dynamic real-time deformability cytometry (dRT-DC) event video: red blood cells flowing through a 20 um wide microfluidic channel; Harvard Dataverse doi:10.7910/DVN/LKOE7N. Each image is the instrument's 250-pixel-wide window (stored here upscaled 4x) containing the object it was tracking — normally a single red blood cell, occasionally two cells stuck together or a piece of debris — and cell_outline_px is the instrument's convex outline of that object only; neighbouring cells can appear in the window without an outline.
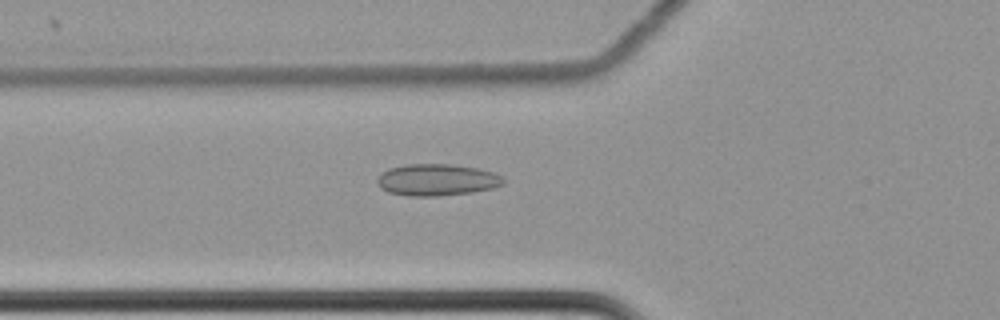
{"species": "common noctule bat (a hibernating species)", "species_latin": "Nyctalus noctula", "temperature_condition": "cold", "stored_images_in_passage": 34, "camera_frame_rate_fps": 3000, "um_per_image_px": 0.085, "animal": {"sex": "female", "body_mass_g": 22.7, "forearm_length_mm": 54.2}, "frame": {"image": 1, "passage_image": 3, "time_ms": 0.667, "image_size_px": [1000, 320], "cell_outline_px": [[504, 184], [492, 188], [472, 192], [436, 196], [408, 196], [388, 192], [380, 188], [376, 184], [376, 180], [380, 172], [388, 168], [408, 164], [452, 164], [476, 168], [492, 172], [500, 176], [504, 180]], "centroid_in_image_um": [37.07, 15.29], "position_along_channel_um": 88.7, "area_um2": 23.41}}
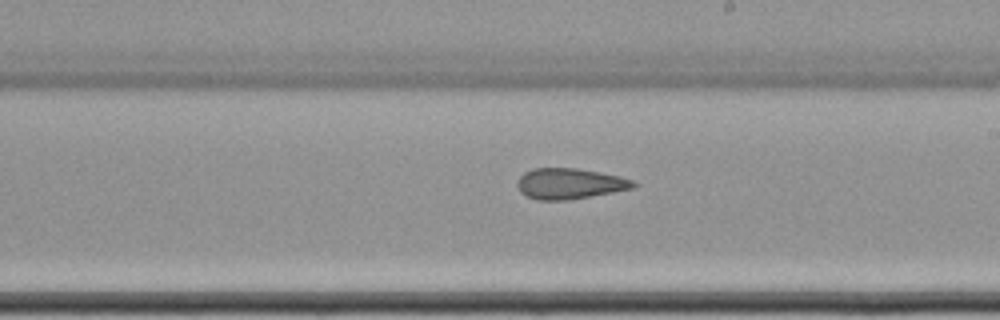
{"frame": {"image": 2, "passage_image": 16, "time_ms": 5.0, "image_size_px": [1000, 320], "cell_outline_px": [[636, 184], [632, 188], [612, 192], [568, 200], [536, 200], [520, 192], [516, 184], [516, 180], [524, 172], [532, 168], [576, 168], [620, 176], [636, 180]], "centroid_in_image_um": [48.39, 15.6], "position_along_channel_um": 240.6, "area_um2": 20.81}}
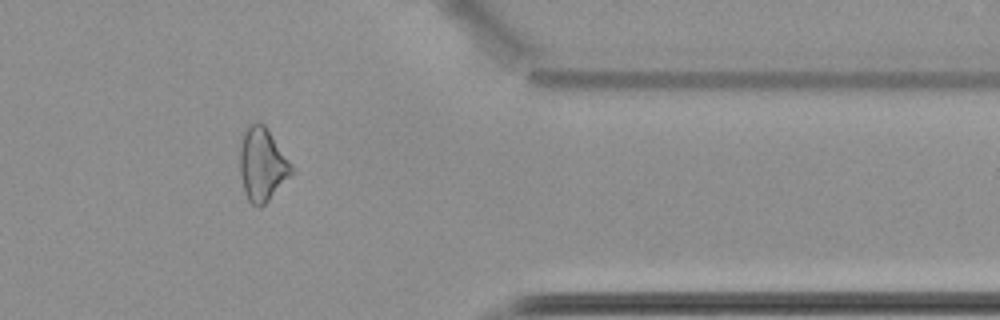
{"frame": {"image": 3, "passage_image": 30, "time_ms": 9.667, "image_size_px": [1000, 320], "cell_outline_px": [[292, 172], [268, 200], [260, 208], [256, 208], [248, 200], [244, 188], [240, 172], [240, 148], [244, 132], [248, 124], [264, 124], [292, 164]], "centroid_in_image_um": [22.27, 13.99], "position_along_channel_um": 389.1, "area_um2": 21.44}, "authors_computed_cell_mechanics": {"area_um2": 21.2126, "velocity_mm_per_s": 3.5035, "shape_relaxation_time_tau1_ms": null, "shape_relaxation_time_tau2_ms": 3.0153, "deformation_change_tau1": null, "deformation_change_tau2": 0.1178}}